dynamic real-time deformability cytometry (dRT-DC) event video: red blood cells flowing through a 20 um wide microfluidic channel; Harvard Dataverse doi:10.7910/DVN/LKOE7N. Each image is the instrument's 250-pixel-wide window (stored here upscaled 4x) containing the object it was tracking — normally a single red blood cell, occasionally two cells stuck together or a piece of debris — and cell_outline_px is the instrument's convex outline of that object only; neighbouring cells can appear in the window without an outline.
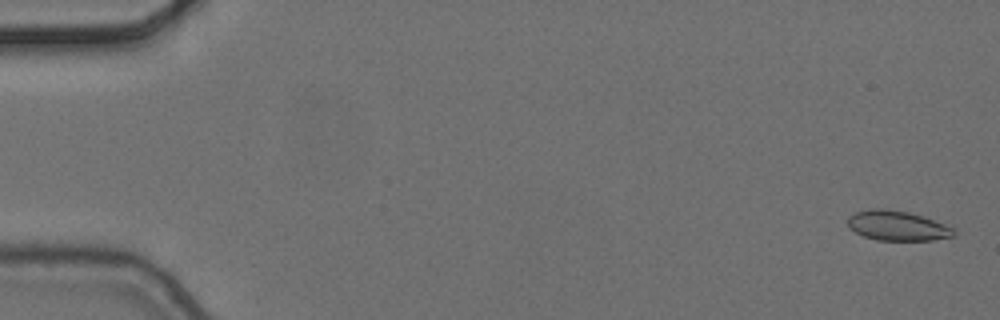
{"species": "common noctule bat (a hibernating species)", "species_latin": "Nyctalus noctula", "temperature_condition": "cold", "stored_images_in_passage": 4, "camera_frame_rate_fps": 3000, "um_per_image_px": 0.085, "animal": {"sex": "female", "body_mass_g": 24.6, "forearm_length_mm": 56.2}, "frame": {"image": 1, "passage_image": 1, "time_ms": 0.0, "image_size_px": [1000, 320], "cell_outline_px": [[956, 232], [952, 236], [932, 240], [876, 240], [864, 236], [856, 232], [848, 224], [848, 216], [856, 212], [872, 208], [888, 208], [908, 212], [944, 224], [952, 228]], "centroid_in_image_um": [76.24, 19.18], "position_along_channel_um": 8.8, "area_um2": 18.15}}
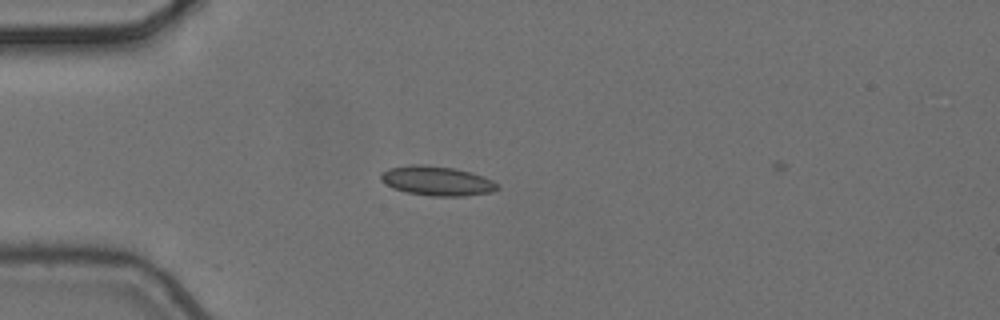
{"frame": {"image": 2, "passage_image": 3, "time_ms": 0.667, "image_size_px": [1000, 320], "cell_outline_px": [[500, 188], [492, 192], [464, 196], [432, 196], [408, 192], [392, 188], [380, 180], [380, 172], [388, 168], [412, 164], [424, 164], [452, 168], [472, 172], [484, 176], [492, 180]], "centroid_in_image_um": [37.12, 15.37], "position_along_channel_um": 47.9, "area_um2": 20.11}}